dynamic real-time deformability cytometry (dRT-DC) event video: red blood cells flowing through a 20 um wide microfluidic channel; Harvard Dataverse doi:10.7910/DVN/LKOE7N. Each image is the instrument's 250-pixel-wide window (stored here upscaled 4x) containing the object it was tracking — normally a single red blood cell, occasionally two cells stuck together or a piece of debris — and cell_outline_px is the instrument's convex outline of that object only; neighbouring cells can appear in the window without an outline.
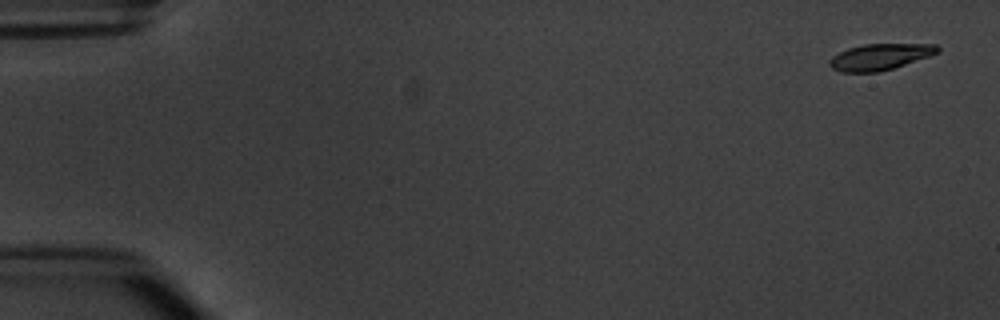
{"species": "common noctule bat (a hibernating species)", "species_latin": "Nyctalus noctula", "temperature_condition": "warm", "stored_images_in_passage": 4, "camera_frame_rate_fps": 3000, "um_per_image_px": 0.085, "animal": {"sex": "male", "body_mass_g": 20.1, "forearm_length_mm": 53.5}, "frame": {"image": 1, "passage_image": 1, "time_ms": 0.0, "image_size_px": [1000, 320], "cell_outline_px": [[940, 52], [880, 72], [840, 72], [832, 68], [828, 64], [828, 60], [832, 56], [848, 48], [864, 44], [936, 44], [940, 48]], "centroid_in_image_um": [74.76, 4.83], "position_along_channel_um": 10.2, "area_um2": 16.42}}